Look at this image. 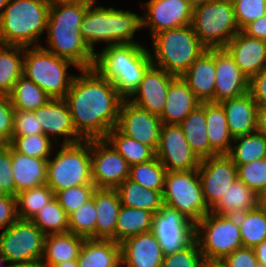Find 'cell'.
<instances>
[{
  "label": "cell",
  "instance_id": "89a4df30",
  "mask_svg": "<svg viewBox=\"0 0 266 267\" xmlns=\"http://www.w3.org/2000/svg\"><path fill=\"white\" fill-rule=\"evenodd\" d=\"M207 267H223L220 263H210L207 264Z\"/></svg>",
  "mask_w": 266,
  "mask_h": 267
},
{
  "label": "cell",
  "instance_id": "11a10c76",
  "mask_svg": "<svg viewBox=\"0 0 266 267\" xmlns=\"http://www.w3.org/2000/svg\"><path fill=\"white\" fill-rule=\"evenodd\" d=\"M18 219L16 196L3 194L0 196V229L8 228Z\"/></svg>",
  "mask_w": 266,
  "mask_h": 267
},
{
  "label": "cell",
  "instance_id": "e575fe53",
  "mask_svg": "<svg viewBox=\"0 0 266 267\" xmlns=\"http://www.w3.org/2000/svg\"><path fill=\"white\" fill-rule=\"evenodd\" d=\"M154 213L128 206H121L115 228V242L121 243L125 239L152 231Z\"/></svg>",
  "mask_w": 266,
  "mask_h": 267
},
{
  "label": "cell",
  "instance_id": "db71d44e",
  "mask_svg": "<svg viewBox=\"0 0 266 267\" xmlns=\"http://www.w3.org/2000/svg\"><path fill=\"white\" fill-rule=\"evenodd\" d=\"M219 263L223 267H257L258 260L253 248L241 247L234 250Z\"/></svg>",
  "mask_w": 266,
  "mask_h": 267
},
{
  "label": "cell",
  "instance_id": "74e56055",
  "mask_svg": "<svg viewBox=\"0 0 266 267\" xmlns=\"http://www.w3.org/2000/svg\"><path fill=\"white\" fill-rule=\"evenodd\" d=\"M234 146L227 156L236 164L244 165L255 160L266 158V136L259 132L240 135L234 138Z\"/></svg>",
  "mask_w": 266,
  "mask_h": 267
},
{
  "label": "cell",
  "instance_id": "d6986e66",
  "mask_svg": "<svg viewBox=\"0 0 266 267\" xmlns=\"http://www.w3.org/2000/svg\"><path fill=\"white\" fill-rule=\"evenodd\" d=\"M43 134L53 138L63 136L62 144H74L85 140L75 129L72 116L64 98H50L43 106L33 110Z\"/></svg>",
  "mask_w": 266,
  "mask_h": 267
},
{
  "label": "cell",
  "instance_id": "003e7915",
  "mask_svg": "<svg viewBox=\"0 0 266 267\" xmlns=\"http://www.w3.org/2000/svg\"><path fill=\"white\" fill-rule=\"evenodd\" d=\"M193 6L200 4L202 2H207L209 0H188Z\"/></svg>",
  "mask_w": 266,
  "mask_h": 267
},
{
  "label": "cell",
  "instance_id": "52a82bcc",
  "mask_svg": "<svg viewBox=\"0 0 266 267\" xmlns=\"http://www.w3.org/2000/svg\"><path fill=\"white\" fill-rule=\"evenodd\" d=\"M74 66L42 46L24 47L23 75L39 86L50 98H64L75 76L68 74Z\"/></svg>",
  "mask_w": 266,
  "mask_h": 267
},
{
  "label": "cell",
  "instance_id": "f546056e",
  "mask_svg": "<svg viewBox=\"0 0 266 267\" xmlns=\"http://www.w3.org/2000/svg\"><path fill=\"white\" fill-rule=\"evenodd\" d=\"M47 161L48 159L26 156L12 147V171L16 195L20 191L46 184Z\"/></svg>",
  "mask_w": 266,
  "mask_h": 267
},
{
  "label": "cell",
  "instance_id": "4316f807",
  "mask_svg": "<svg viewBox=\"0 0 266 267\" xmlns=\"http://www.w3.org/2000/svg\"><path fill=\"white\" fill-rule=\"evenodd\" d=\"M92 198L96 206V238L115 241L117 217L121 209L120 197L116 189L96 188Z\"/></svg>",
  "mask_w": 266,
  "mask_h": 267
},
{
  "label": "cell",
  "instance_id": "ac0fdd59",
  "mask_svg": "<svg viewBox=\"0 0 266 267\" xmlns=\"http://www.w3.org/2000/svg\"><path fill=\"white\" fill-rule=\"evenodd\" d=\"M144 10L142 28L149 27L151 37L192 22L193 5L188 0H149Z\"/></svg>",
  "mask_w": 266,
  "mask_h": 267
},
{
  "label": "cell",
  "instance_id": "f907efd6",
  "mask_svg": "<svg viewBox=\"0 0 266 267\" xmlns=\"http://www.w3.org/2000/svg\"><path fill=\"white\" fill-rule=\"evenodd\" d=\"M0 191L16 196V184L12 171V146L0 144Z\"/></svg>",
  "mask_w": 266,
  "mask_h": 267
},
{
  "label": "cell",
  "instance_id": "83f0119b",
  "mask_svg": "<svg viewBox=\"0 0 266 267\" xmlns=\"http://www.w3.org/2000/svg\"><path fill=\"white\" fill-rule=\"evenodd\" d=\"M79 267H121L120 244L111 239L85 238Z\"/></svg>",
  "mask_w": 266,
  "mask_h": 267
},
{
  "label": "cell",
  "instance_id": "5bb4252c",
  "mask_svg": "<svg viewBox=\"0 0 266 267\" xmlns=\"http://www.w3.org/2000/svg\"><path fill=\"white\" fill-rule=\"evenodd\" d=\"M156 157L167 171L197 170L201 162L179 124L162 125Z\"/></svg>",
  "mask_w": 266,
  "mask_h": 267
},
{
  "label": "cell",
  "instance_id": "ba28073f",
  "mask_svg": "<svg viewBox=\"0 0 266 267\" xmlns=\"http://www.w3.org/2000/svg\"><path fill=\"white\" fill-rule=\"evenodd\" d=\"M47 161V181L51 190L58 191L84 184H93L91 170V139L74 144H62Z\"/></svg>",
  "mask_w": 266,
  "mask_h": 267
},
{
  "label": "cell",
  "instance_id": "d6a6232c",
  "mask_svg": "<svg viewBox=\"0 0 266 267\" xmlns=\"http://www.w3.org/2000/svg\"><path fill=\"white\" fill-rule=\"evenodd\" d=\"M188 144L200 159L210 158V143L207 135L205 102H200L179 124Z\"/></svg>",
  "mask_w": 266,
  "mask_h": 267
},
{
  "label": "cell",
  "instance_id": "6125c7cd",
  "mask_svg": "<svg viewBox=\"0 0 266 267\" xmlns=\"http://www.w3.org/2000/svg\"><path fill=\"white\" fill-rule=\"evenodd\" d=\"M258 206L266 212V187L258 194Z\"/></svg>",
  "mask_w": 266,
  "mask_h": 267
},
{
  "label": "cell",
  "instance_id": "ffe728a7",
  "mask_svg": "<svg viewBox=\"0 0 266 267\" xmlns=\"http://www.w3.org/2000/svg\"><path fill=\"white\" fill-rule=\"evenodd\" d=\"M175 78L162 68L151 65L143 75L137 90L128 100L160 116L165 107L168 88Z\"/></svg>",
  "mask_w": 266,
  "mask_h": 267
},
{
  "label": "cell",
  "instance_id": "6f0895ef",
  "mask_svg": "<svg viewBox=\"0 0 266 267\" xmlns=\"http://www.w3.org/2000/svg\"><path fill=\"white\" fill-rule=\"evenodd\" d=\"M241 31L250 37L266 40V14L245 25Z\"/></svg>",
  "mask_w": 266,
  "mask_h": 267
},
{
  "label": "cell",
  "instance_id": "4fadbf2b",
  "mask_svg": "<svg viewBox=\"0 0 266 267\" xmlns=\"http://www.w3.org/2000/svg\"><path fill=\"white\" fill-rule=\"evenodd\" d=\"M92 181L96 188L115 189L129 178L130 166L105 139H91Z\"/></svg>",
  "mask_w": 266,
  "mask_h": 267
},
{
  "label": "cell",
  "instance_id": "03108f58",
  "mask_svg": "<svg viewBox=\"0 0 266 267\" xmlns=\"http://www.w3.org/2000/svg\"><path fill=\"white\" fill-rule=\"evenodd\" d=\"M9 0H0V17L4 11L5 6L8 4Z\"/></svg>",
  "mask_w": 266,
  "mask_h": 267
},
{
  "label": "cell",
  "instance_id": "f1b7e54d",
  "mask_svg": "<svg viewBox=\"0 0 266 267\" xmlns=\"http://www.w3.org/2000/svg\"><path fill=\"white\" fill-rule=\"evenodd\" d=\"M205 118L210 157L227 155L234 140L230 134L223 106L216 102H205Z\"/></svg>",
  "mask_w": 266,
  "mask_h": 267
},
{
  "label": "cell",
  "instance_id": "3957f363",
  "mask_svg": "<svg viewBox=\"0 0 266 267\" xmlns=\"http://www.w3.org/2000/svg\"><path fill=\"white\" fill-rule=\"evenodd\" d=\"M138 43L106 45L95 52L93 68L110 81L119 95L128 100L152 65L151 52Z\"/></svg>",
  "mask_w": 266,
  "mask_h": 267
},
{
  "label": "cell",
  "instance_id": "d4e9b609",
  "mask_svg": "<svg viewBox=\"0 0 266 267\" xmlns=\"http://www.w3.org/2000/svg\"><path fill=\"white\" fill-rule=\"evenodd\" d=\"M226 114L228 128L233 138L256 132L258 104L249 92L220 103Z\"/></svg>",
  "mask_w": 266,
  "mask_h": 267
},
{
  "label": "cell",
  "instance_id": "9c48e42d",
  "mask_svg": "<svg viewBox=\"0 0 266 267\" xmlns=\"http://www.w3.org/2000/svg\"><path fill=\"white\" fill-rule=\"evenodd\" d=\"M191 26L207 48H224L240 31L231 0H209L193 6Z\"/></svg>",
  "mask_w": 266,
  "mask_h": 267
},
{
  "label": "cell",
  "instance_id": "94428289",
  "mask_svg": "<svg viewBox=\"0 0 266 267\" xmlns=\"http://www.w3.org/2000/svg\"><path fill=\"white\" fill-rule=\"evenodd\" d=\"M7 267H48L42 259L27 261L24 263H9Z\"/></svg>",
  "mask_w": 266,
  "mask_h": 267
},
{
  "label": "cell",
  "instance_id": "277c9868",
  "mask_svg": "<svg viewBox=\"0 0 266 267\" xmlns=\"http://www.w3.org/2000/svg\"><path fill=\"white\" fill-rule=\"evenodd\" d=\"M49 9V0H9L0 17V44L40 46Z\"/></svg>",
  "mask_w": 266,
  "mask_h": 267
},
{
  "label": "cell",
  "instance_id": "60d3db41",
  "mask_svg": "<svg viewBox=\"0 0 266 267\" xmlns=\"http://www.w3.org/2000/svg\"><path fill=\"white\" fill-rule=\"evenodd\" d=\"M54 197L55 193L46 184L18 192L16 195L18 218L31 220Z\"/></svg>",
  "mask_w": 266,
  "mask_h": 267
},
{
  "label": "cell",
  "instance_id": "7a4b0ae2",
  "mask_svg": "<svg viewBox=\"0 0 266 267\" xmlns=\"http://www.w3.org/2000/svg\"><path fill=\"white\" fill-rule=\"evenodd\" d=\"M92 2L50 3L47 24V46L58 57L70 60L80 70L93 68L95 52L81 36V24Z\"/></svg>",
  "mask_w": 266,
  "mask_h": 267
},
{
  "label": "cell",
  "instance_id": "f6af8a7d",
  "mask_svg": "<svg viewBox=\"0 0 266 267\" xmlns=\"http://www.w3.org/2000/svg\"><path fill=\"white\" fill-rule=\"evenodd\" d=\"M17 152L34 158H51L52 140L44 134L12 137L9 143Z\"/></svg>",
  "mask_w": 266,
  "mask_h": 267
},
{
  "label": "cell",
  "instance_id": "2e32d148",
  "mask_svg": "<svg viewBox=\"0 0 266 267\" xmlns=\"http://www.w3.org/2000/svg\"><path fill=\"white\" fill-rule=\"evenodd\" d=\"M163 123L158 115L138 107L129 100H123L116 128L141 144L158 148Z\"/></svg>",
  "mask_w": 266,
  "mask_h": 267
},
{
  "label": "cell",
  "instance_id": "a7ac6f4b",
  "mask_svg": "<svg viewBox=\"0 0 266 267\" xmlns=\"http://www.w3.org/2000/svg\"><path fill=\"white\" fill-rule=\"evenodd\" d=\"M5 262H8V261L5 259V257L3 256V254L1 253V250H0V264L2 265V263L4 264ZM4 267H7V265Z\"/></svg>",
  "mask_w": 266,
  "mask_h": 267
},
{
  "label": "cell",
  "instance_id": "1f68e13d",
  "mask_svg": "<svg viewBox=\"0 0 266 267\" xmlns=\"http://www.w3.org/2000/svg\"><path fill=\"white\" fill-rule=\"evenodd\" d=\"M84 239L70 232L46 234L42 260L50 267L57 263L78 259Z\"/></svg>",
  "mask_w": 266,
  "mask_h": 267
},
{
  "label": "cell",
  "instance_id": "7402d4cb",
  "mask_svg": "<svg viewBox=\"0 0 266 267\" xmlns=\"http://www.w3.org/2000/svg\"><path fill=\"white\" fill-rule=\"evenodd\" d=\"M121 267H161L164 253L153 231L129 237L120 243Z\"/></svg>",
  "mask_w": 266,
  "mask_h": 267
},
{
  "label": "cell",
  "instance_id": "9a60e30c",
  "mask_svg": "<svg viewBox=\"0 0 266 267\" xmlns=\"http://www.w3.org/2000/svg\"><path fill=\"white\" fill-rule=\"evenodd\" d=\"M153 233L164 255L182 250L195 236V225L176 209L163 205L153 217Z\"/></svg>",
  "mask_w": 266,
  "mask_h": 267
},
{
  "label": "cell",
  "instance_id": "b9f144b4",
  "mask_svg": "<svg viewBox=\"0 0 266 267\" xmlns=\"http://www.w3.org/2000/svg\"><path fill=\"white\" fill-rule=\"evenodd\" d=\"M31 221L45 235L68 232V215L56 197L35 214Z\"/></svg>",
  "mask_w": 266,
  "mask_h": 267
},
{
  "label": "cell",
  "instance_id": "816d5d0a",
  "mask_svg": "<svg viewBox=\"0 0 266 267\" xmlns=\"http://www.w3.org/2000/svg\"><path fill=\"white\" fill-rule=\"evenodd\" d=\"M43 134V129L38 123L33 111L15 110L12 137Z\"/></svg>",
  "mask_w": 266,
  "mask_h": 267
},
{
  "label": "cell",
  "instance_id": "484cf974",
  "mask_svg": "<svg viewBox=\"0 0 266 267\" xmlns=\"http://www.w3.org/2000/svg\"><path fill=\"white\" fill-rule=\"evenodd\" d=\"M199 104L187 83L176 77L168 88L165 107L159 117L163 124H180Z\"/></svg>",
  "mask_w": 266,
  "mask_h": 267
},
{
  "label": "cell",
  "instance_id": "ab89813d",
  "mask_svg": "<svg viewBox=\"0 0 266 267\" xmlns=\"http://www.w3.org/2000/svg\"><path fill=\"white\" fill-rule=\"evenodd\" d=\"M243 247L254 248L266 240V212L259 206L237 215Z\"/></svg>",
  "mask_w": 266,
  "mask_h": 267
},
{
  "label": "cell",
  "instance_id": "8d00e7d4",
  "mask_svg": "<svg viewBox=\"0 0 266 267\" xmlns=\"http://www.w3.org/2000/svg\"><path fill=\"white\" fill-rule=\"evenodd\" d=\"M105 139L123 156L129 166L148 162L156 157L152 148L122 134L116 127L108 132Z\"/></svg>",
  "mask_w": 266,
  "mask_h": 267
},
{
  "label": "cell",
  "instance_id": "681fc988",
  "mask_svg": "<svg viewBox=\"0 0 266 267\" xmlns=\"http://www.w3.org/2000/svg\"><path fill=\"white\" fill-rule=\"evenodd\" d=\"M240 30L266 14V0H231Z\"/></svg>",
  "mask_w": 266,
  "mask_h": 267
},
{
  "label": "cell",
  "instance_id": "7bdbcfd3",
  "mask_svg": "<svg viewBox=\"0 0 266 267\" xmlns=\"http://www.w3.org/2000/svg\"><path fill=\"white\" fill-rule=\"evenodd\" d=\"M167 170L155 157L154 159L130 166L129 179L147 189L163 193Z\"/></svg>",
  "mask_w": 266,
  "mask_h": 267
},
{
  "label": "cell",
  "instance_id": "e7e4bbea",
  "mask_svg": "<svg viewBox=\"0 0 266 267\" xmlns=\"http://www.w3.org/2000/svg\"><path fill=\"white\" fill-rule=\"evenodd\" d=\"M50 3H80V2H93L94 0H49Z\"/></svg>",
  "mask_w": 266,
  "mask_h": 267
},
{
  "label": "cell",
  "instance_id": "836d02e7",
  "mask_svg": "<svg viewBox=\"0 0 266 267\" xmlns=\"http://www.w3.org/2000/svg\"><path fill=\"white\" fill-rule=\"evenodd\" d=\"M121 205L140 208L156 214L163 204L161 191L147 189L127 178L115 188Z\"/></svg>",
  "mask_w": 266,
  "mask_h": 267
},
{
  "label": "cell",
  "instance_id": "4dcf8cb0",
  "mask_svg": "<svg viewBox=\"0 0 266 267\" xmlns=\"http://www.w3.org/2000/svg\"><path fill=\"white\" fill-rule=\"evenodd\" d=\"M258 206V195L236 179L220 200L210 209L218 215L237 216Z\"/></svg>",
  "mask_w": 266,
  "mask_h": 267
},
{
  "label": "cell",
  "instance_id": "8992f818",
  "mask_svg": "<svg viewBox=\"0 0 266 267\" xmlns=\"http://www.w3.org/2000/svg\"><path fill=\"white\" fill-rule=\"evenodd\" d=\"M152 65L181 77L207 48L190 25L165 30L152 37ZM155 61H154V60Z\"/></svg>",
  "mask_w": 266,
  "mask_h": 267
},
{
  "label": "cell",
  "instance_id": "5b68a950",
  "mask_svg": "<svg viewBox=\"0 0 266 267\" xmlns=\"http://www.w3.org/2000/svg\"><path fill=\"white\" fill-rule=\"evenodd\" d=\"M94 0L85 13L81 24V36L95 52L94 43L107 45L137 43L133 40L136 31L142 29V16L113 7L96 6Z\"/></svg>",
  "mask_w": 266,
  "mask_h": 267
},
{
  "label": "cell",
  "instance_id": "ee69618b",
  "mask_svg": "<svg viewBox=\"0 0 266 267\" xmlns=\"http://www.w3.org/2000/svg\"><path fill=\"white\" fill-rule=\"evenodd\" d=\"M96 219L95 200L90 198L68 216V232L83 238H96Z\"/></svg>",
  "mask_w": 266,
  "mask_h": 267
},
{
  "label": "cell",
  "instance_id": "e0dca14e",
  "mask_svg": "<svg viewBox=\"0 0 266 267\" xmlns=\"http://www.w3.org/2000/svg\"><path fill=\"white\" fill-rule=\"evenodd\" d=\"M197 171L205 202L210 209L238 179L237 166L227 155L201 160Z\"/></svg>",
  "mask_w": 266,
  "mask_h": 267
},
{
  "label": "cell",
  "instance_id": "9f6ffc18",
  "mask_svg": "<svg viewBox=\"0 0 266 267\" xmlns=\"http://www.w3.org/2000/svg\"><path fill=\"white\" fill-rule=\"evenodd\" d=\"M248 92L258 105H266V67L249 79Z\"/></svg>",
  "mask_w": 266,
  "mask_h": 267
},
{
  "label": "cell",
  "instance_id": "680465c9",
  "mask_svg": "<svg viewBox=\"0 0 266 267\" xmlns=\"http://www.w3.org/2000/svg\"><path fill=\"white\" fill-rule=\"evenodd\" d=\"M256 131L266 136V105H258Z\"/></svg>",
  "mask_w": 266,
  "mask_h": 267
},
{
  "label": "cell",
  "instance_id": "7dc6e473",
  "mask_svg": "<svg viewBox=\"0 0 266 267\" xmlns=\"http://www.w3.org/2000/svg\"><path fill=\"white\" fill-rule=\"evenodd\" d=\"M161 267H207V263L194 239L182 250L164 255Z\"/></svg>",
  "mask_w": 266,
  "mask_h": 267
},
{
  "label": "cell",
  "instance_id": "f5cc1de1",
  "mask_svg": "<svg viewBox=\"0 0 266 267\" xmlns=\"http://www.w3.org/2000/svg\"><path fill=\"white\" fill-rule=\"evenodd\" d=\"M14 112L10 96L0 93V144H9L11 141Z\"/></svg>",
  "mask_w": 266,
  "mask_h": 267
},
{
  "label": "cell",
  "instance_id": "c3c4849f",
  "mask_svg": "<svg viewBox=\"0 0 266 267\" xmlns=\"http://www.w3.org/2000/svg\"><path fill=\"white\" fill-rule=\"evenodd\" d=\"M95 189L94 184H84L58 191L55 197L69 216L92 198Z\"/></svg>",
  "mask_w": 266,
  "mask_h": 267
},
{
  "label": "cell",
  "instance_id": "bcb514c9",
  "mask_svg": "<svg viewBox=\"0 0 266 267\" xmlns=\"http://www.w3.org/2000/svg\"><path fill=\"white\" fill-rule=\"evenodd\" d=\"M238 179L257 195L266 187V158L236 165Z\"/></svg>",
  "mask_w": 266,
  "mask_h": 267
},
{
  "label": "cell",
  "instance_id": "30bf717a",
  "mask_svg": "<svg viewBox=\"0 0 266 267\" xmlns=\"http://www.w3.org/2000/svg\"><path fill=\"white\" fill-rule=\"evenodd\" d=\"M207 264L219 263L243 247L236 216L209 212L195 224V236Z\"/></svg>",
  "mask_w": 266,
  "mask_h": 267
},
{
  "label": "cell",
  "instance_id": "2644e50d",
  "mask_svg": "<svg viewBox=\"0 0 266 267\" xmlns=\"http://www.w3.org/2000/svg\"><path fill=\"white\" fill-rule=\"evenodd\" d=\"M257 267H266V265H263V264L258 263L257 264Z\"/></svg>",
  "mask_w": 266,
  "mask_h": 267
},
{
  "label": "cell",
  "instance_id": "6da1fadb",
  "mask_svg": "<svg viewBox=\"0 0 266 267\" xmlns=\"http://www.w3.org/2000/svg\"><path fill=\"white\" fill-rule=\"evenodd\" d=\"M64 97L76 131L85 139L105 138L117 126L123 98L94 68L81 69Z\"/></svg>",
  "mask_w": 266,
  "mask_h": 267
},
{
  "label": "cell",
  "instance_id": "7c38bea8",
  "mask_svg": "<svg viewBox=\"0 0 266 267\" xmlns=\"http://www.w3.org/2000/svg\"><path fill=\"white\" fill-rule=\"evenodd\" d=\"M45 234L31 221L17 219L0 234V250L8 263L42 259Z\"/></svg>",
  "mask_w": 266,
  "mask_h": 267
},
{
  "label": "cell",
  "instance_id": "f35d334b",
  "mask_svg": "<svg viewBox=\"0 0 266 267\" xmlns=\"http://www.w3.org/2000/svg\"><path fill=\"white\" fill-rule=\"evenodd\" d=\"M15 110L33 111L43 106L50 97L33 81L22 75L9 94Z\"/></svg>",
  "mask_w": 266,
  "mask_h": 267
},
{
  "label": "cell",
  "instance_id": "cb8c5ba5",
  "mask_svg": "<svg viewBox=\"0 0 266 267\" xmlns=\"http://www.w3.org/2000/svg\"><path fill=\"white\" fill-rule=\"evenodd\" d=\"M216 66L213 48L204 51L181 78L200 102H214Z\"/></svg>",
  "mask_w": 266,
  "mask_h": 267
},
{
  "label": "cell",
  "instance_id": "d590c367",
  "mask_svg": "<svg viewBox=\"0 0 266 267\" xmlns=\"http://www.w3.org/2000/svg\"><path fill=\"white\" fill-rule=\"evenodd\" d=\"M23 59V46L0 44V93L9 95L13 91L23 75Z\"/></svg>",
  "mask_w": 266,
  "mask_h": 267
},
{
  "label": "cell",
  "instance_id": "603a6c76",
  "mask_svg": "<svg viewBox=\"0 0 266 267\" xmlns=\"http://www.w3.org/2000/svg\"><path fill=\"white\" fill-rule=\"evenodd\" d=\"M224 48L248 79L266 67V40L250 37L240 30Z\"/></svg>",
  "mask_w": 266,
  "mask_h": 267
},
{
  "label": "cell",
  "instance_id": "44dd1931",
  "mask_svg": "<svg viewBox=\"0 0 266 267\" xmlns=\"http://www.w3.org/2000/svg\"><path fill=\"white\" fill-rule=\"evenodd\" d=\"M216 76L214 102L239 97L248 92L249 79L240 71L225 48H213Z\"/></svg>",
  "mask_w": 266,
  "mask_h": 267
},
{
  "label": "cell",
  "instance_id": "8fae6325",
  "mask_svg": "<svg viewBox=\"0 0 266 267\" xmlns=\"http://www.w3.org/2000/svg\"><path fill=\"white\" fill-rule=\"evenodd\" d=\"M162 195L164 205L176 209L194 225L210 212L197 170L167 171Z\"/></svg>",
  "mask_w": 266,
  "mask_h": 267
},
{
  "label": "cell",
  "instance_id": "be15d7a7",
  "mask_svg": "<svg viewBox=\"0 0 266 267\" xmlns=\"http://www.w3.org/2000/svg\"><path fill=\"white\" fill-rule=\"evenodd\" d=\"M50 267H79V264H78V259H74L63 263H57Z\"/></svg>",
  "mask_w": 266,
  "mask_h": 267
},
{
  "label": "cell",
  "instance_id": "91938a15",
  "mask_svg": "<svg viewBox=\"0 0 266 267\" xmlns=\"http://www.w3.org/2000/svg\"><path fill=\"white\" fill-rule=\"evenodd\" d=\"M253 249L258 263L266 265V240L256 245Z\"/></svg>",
  "mask_w": 266,
  "mask_h": 267
}]
</instances>
